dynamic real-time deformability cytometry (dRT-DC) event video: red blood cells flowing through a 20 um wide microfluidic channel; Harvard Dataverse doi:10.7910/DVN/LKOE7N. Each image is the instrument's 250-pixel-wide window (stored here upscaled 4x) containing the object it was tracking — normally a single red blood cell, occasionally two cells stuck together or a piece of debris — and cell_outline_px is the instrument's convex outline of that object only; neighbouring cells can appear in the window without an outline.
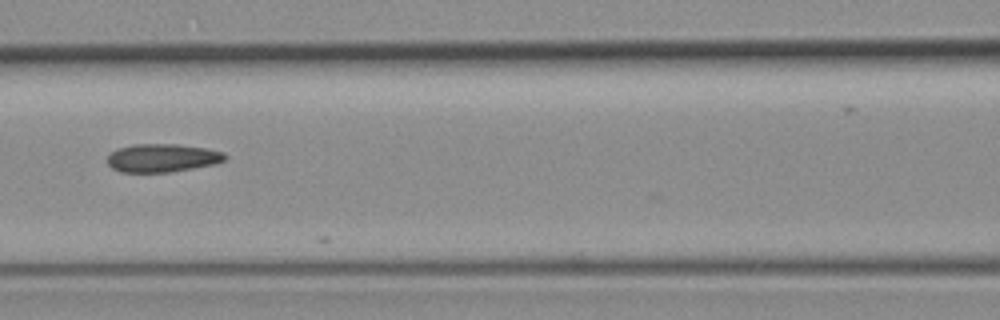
{"species": "common noctule bat (a hibernating species)", "species_latin": "Nyctalus noctula", "temperature_condition": "room temperature", "stored_images_in_passage": 5, "camera_frame_rate_fps": 3000, "um_per_image_px": 0.085, "animal": {"sex": "female", "body_mass_g": 19.3, "forearm_length_mm": 54.1}, "frame": {"image": 1, "passage_image": 5, "time_ms": 4.333, "image_size_px": [1000, 320], "cell_outline_px": [[228, 156], [224, 160], [216, 164], [172, 172], [120, 172], [112, 168], [108, 164], [108, 156], [112, 152], [120, 148], [132, 144], [176, 144], [204, 148], [224, 152]], "centroid_in_image_um": [13.82, 13.43], "position_along_channel_um": 152.8, "area_um2": 19.36}}